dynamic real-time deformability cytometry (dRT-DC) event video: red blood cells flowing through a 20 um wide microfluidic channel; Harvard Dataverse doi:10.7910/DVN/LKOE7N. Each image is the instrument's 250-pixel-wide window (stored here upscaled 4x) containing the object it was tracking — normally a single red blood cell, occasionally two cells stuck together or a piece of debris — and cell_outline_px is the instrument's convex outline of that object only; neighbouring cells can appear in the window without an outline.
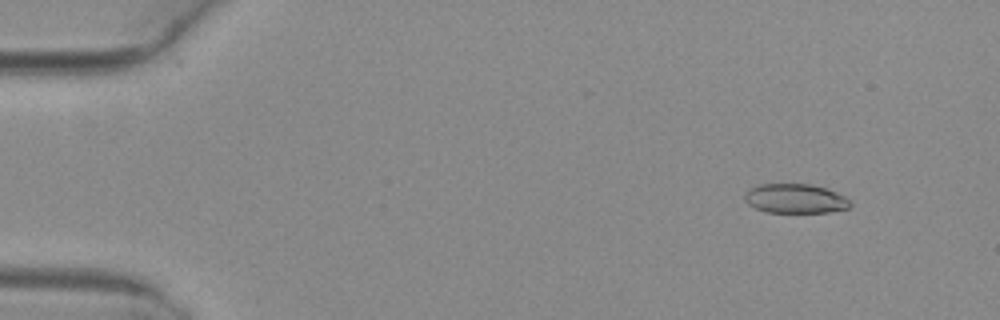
{"species": "common noctule bat (a hibernating species)", "species_latin": "Nyctalus noctula", "temperature_condition": "warm", "stored_images_in_passage": 5, "camera_frame_rate_fps": 3000, "um_per_image_px": 0.085, "animal": {"sex": "female", "body_mass_g": 29.2, "forearm_length_mm": 56.3}, "frame": {"image": 1, "passage_image": 1, "time_ms": 0.0, "image_size_px": [1000, 320], "cell_outline_px": [[852, 204], [848, 208], [828, 212], [768, 212], [756, 208], [748, 204], [744, 200], [744, 192], [748, 188], [760, 184], [812, 184], [836, 192], [852, 200]], "centroid_in_image_um": [67.58, 16.87], "position_along_channel_um": 17.4, "area_um2": 18.15}}